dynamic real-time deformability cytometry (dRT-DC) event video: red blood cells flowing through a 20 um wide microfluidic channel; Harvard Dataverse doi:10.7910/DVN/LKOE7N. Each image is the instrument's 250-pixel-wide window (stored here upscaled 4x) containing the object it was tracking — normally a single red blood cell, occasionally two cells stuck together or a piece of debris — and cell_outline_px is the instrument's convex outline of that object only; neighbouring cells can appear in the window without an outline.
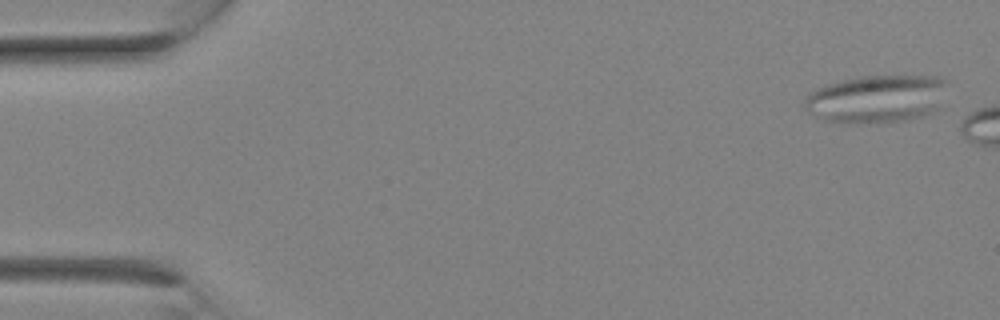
{"species": "Egyptian fruit bat (a non-hibernating species)", "species_latin": "Rousettus aegyptiacus", "temperature_condition": "room temperature", "stored_images_in_passage": 4, "camera_frame_rate_fps": 3000, "um_per_image_px": 0.085, "animal": {"sex": "female"}, "frame": {"image": 1, "passage_image": 1, "time_ms": 0.0, "image_size_px": [1000, 320], "cell_outline_px": [[948, 80], [936, 108], [932, 112], [924, 116], [904, 120], [856, 124], [824, 120], [808, 112], [804, 108], [804, 96], [808, 92], [824, 84], [840, 80], [860, 76], [940, 76]], "centroid_in_image_um": [74.43, 8.39], "position_along_channel_um": 10.6, "area_um2": 40.0}}